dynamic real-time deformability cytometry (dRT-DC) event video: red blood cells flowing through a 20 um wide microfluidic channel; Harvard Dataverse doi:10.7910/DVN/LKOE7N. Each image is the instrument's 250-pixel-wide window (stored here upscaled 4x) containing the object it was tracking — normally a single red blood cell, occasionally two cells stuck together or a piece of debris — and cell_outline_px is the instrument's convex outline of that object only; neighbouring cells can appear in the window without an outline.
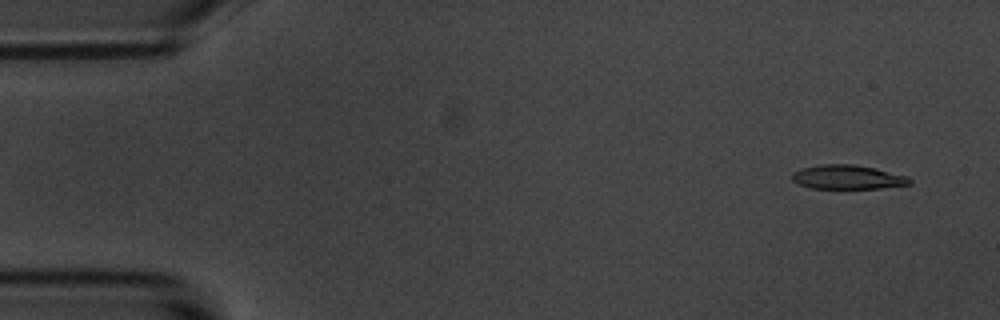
{"species": "common noctule bat (a hibernating species)", "species_latin": "Nyctalus noctula", "temperature_condition": "room temperature", "stored_images_in_passage": 8, "camera_frame_rate_fps": 3000, "um_per_image_px": 0.085, "animal": {"sex": "male", "body_mass_g": 20.1, "forearm_length_mm": 53.5}, "frame": {"image": 1, "passage_image": 2, "time_ms": 1.0, "image_size_px": [1000, 320], "cell_outline_px": [[912, 184], [880, 188], [812, 188], [800, 184], [792, 180], [792, 172], [804, 168], [820, 164], [852, 164], [876, 168], [908, 176], [912, 180]], "centroid_in_image_um": [72.09, 15.05], "position_along_channel_um": 12.9, "area_um2": 16.47}}
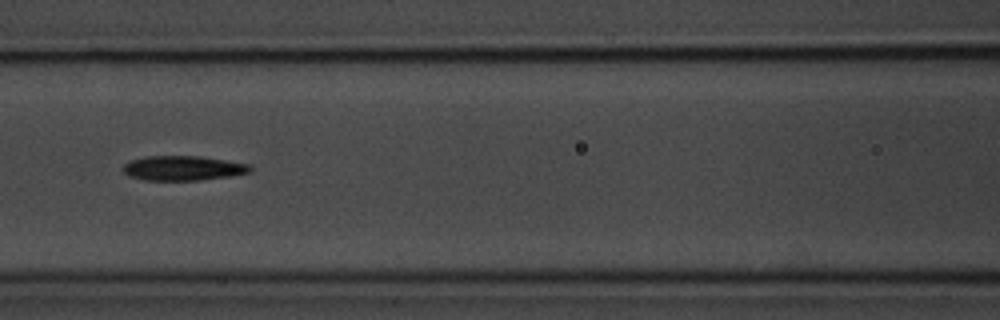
{"frame": {"image": 2, "passage_image": 8, "time_ms": 8.0, "image_size_px": [1000, 320], "cell_outline_px": [[252, 172], [232, 176], [200, 180], [144, 180], [128, 176], [124, 172], [124, 164], [128, 160], [148, 156], [200, 156], [252, 164]], "centroid_in_image_um": [15.6, 14.29], "position_along_channel_um": 151.0, "area_um2": 18.5}}